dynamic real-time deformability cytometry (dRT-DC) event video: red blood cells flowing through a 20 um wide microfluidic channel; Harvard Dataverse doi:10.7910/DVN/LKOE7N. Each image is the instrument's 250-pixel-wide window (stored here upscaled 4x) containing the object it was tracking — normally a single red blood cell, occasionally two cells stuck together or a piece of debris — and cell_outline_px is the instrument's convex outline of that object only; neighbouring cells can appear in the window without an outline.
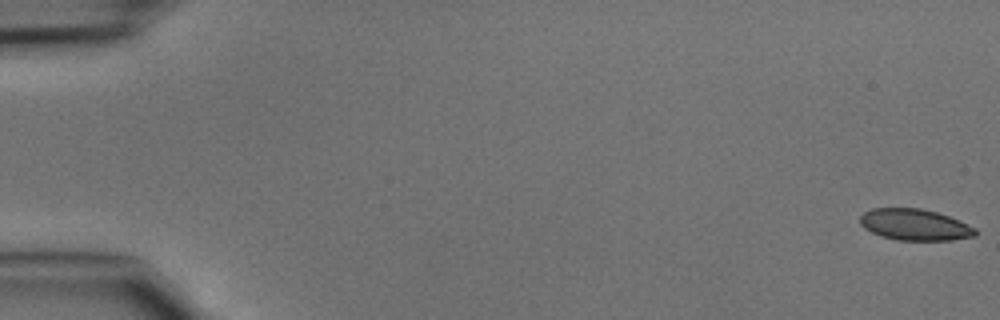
{"species": "common noctule bat (a hibernating species)", "species_latin": "Nyctalus noctula", "temperature_condition": "cold", "stored_images_in_passage": 45, "camera_frame_rate_fps": 3000, "um_per_image_px": 0.085, "animal": {"sex": "male", "body_mass_g": 15.6}, "frame": {"image": 1, "passage_image": 1, "time_ms": 0.0, "image_size_px": [1000, 320], "cell_outline_px": [[976, 236], [952, 240], [896, 240], [880, 236], [864, 228], [860, 224], [860, 216], [864, 212], [872, 208], [920, 208], [936, 212], [948, 216], [976, 228]], "centroid_in_image_um": [77.73, 19.1], "position_along_channel_um": 7.3, "area_um2": 21.04}}
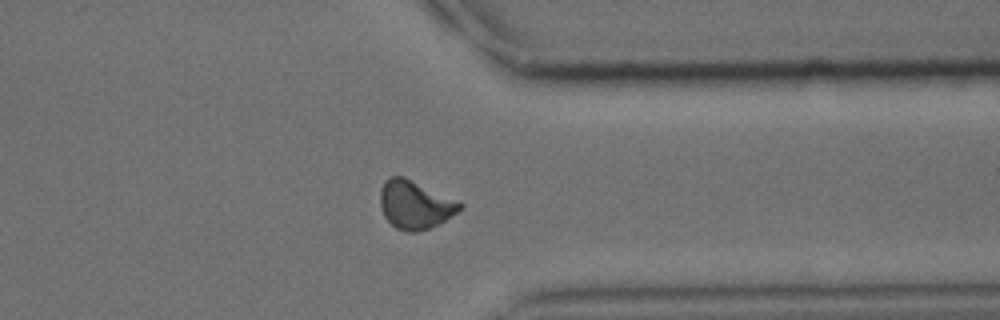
{"frame": {"image": 2, "passage_image": 37, "time_ms": 12.0, "image_size_px": [1000, 320], "cell_outline_px": [[464, 208], [440, 224], [416, 232], [408, 232], [396, 228], [384, 216], [380, 204], [380, 188], [384, 180], [392, 176], [404, 176], [464, 204]], "centroid_in_image_um": [35.27, 17.4], "position_along_channel_um": 376.1, "area_um2": 22.43}}
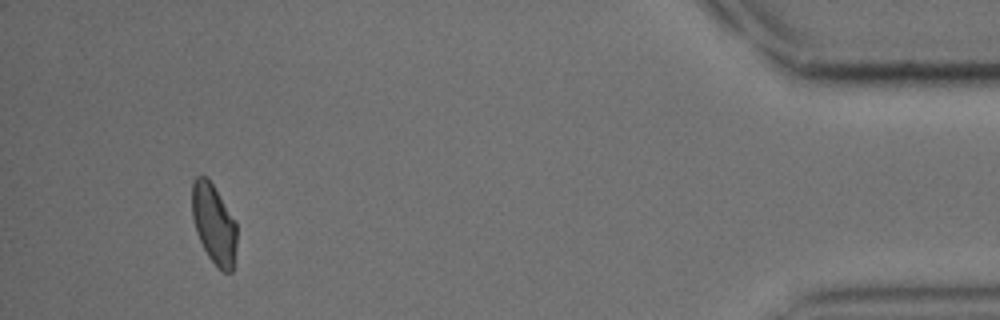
{"frame": {"image": 3, "passage_image": 44, "time_ms": 14.333, "image_size_px": [1000, 320], "cell_outline_px": [[236, 244], [232, 272], [224, 272], [216, 268], [208, 256], [196, 232], [192, 216], [192, 180], [196, 176], [208, 176], [236, 220]], "centroid_in_image_um": [18.18, 19.01], "position_along_channel_um": 417.0, "area_um2": 21.1}}